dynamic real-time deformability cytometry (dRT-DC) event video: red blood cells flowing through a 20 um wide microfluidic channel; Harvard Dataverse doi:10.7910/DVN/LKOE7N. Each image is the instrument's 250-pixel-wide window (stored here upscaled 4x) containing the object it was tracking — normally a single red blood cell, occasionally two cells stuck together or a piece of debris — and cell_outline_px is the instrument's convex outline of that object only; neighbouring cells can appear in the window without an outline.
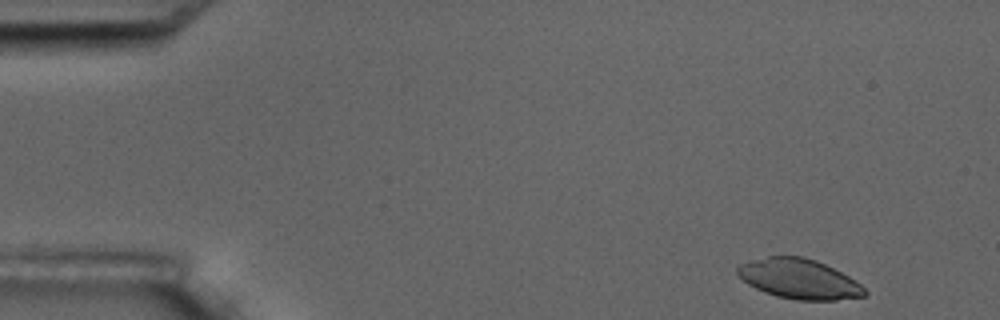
{"species": "common noctule bat (a hibernating species)", "species_latin": "Nyctalus noctula", "temperature_condition": "room temperature", "stored_images_in_passage": 16, "camera_frame_rate_fps": 3000, "um_per_image_px": 0.085, "animal": {"sex": "male", "body_mass_g": 17.5, "forearm_length_mm": 52.3}, "frame": {"image": 1, "passage_image": 1, "time_ms": 0.0, "image_size_px": [1000, 320], "cell_outline_px": [[868, 292], [864, 296], [836, 300], [796, 300], [776, 296], [764, 292], [748, 284], [736, 272], [736, 268], [740, 264], [752, 260], [768, 256], [804, 256], [816, 260], [856, 280]], "centroid_in_image_um": [67.92, 23.71], "position_along_channel_um": 17.1, "area_um2": 29.42}}
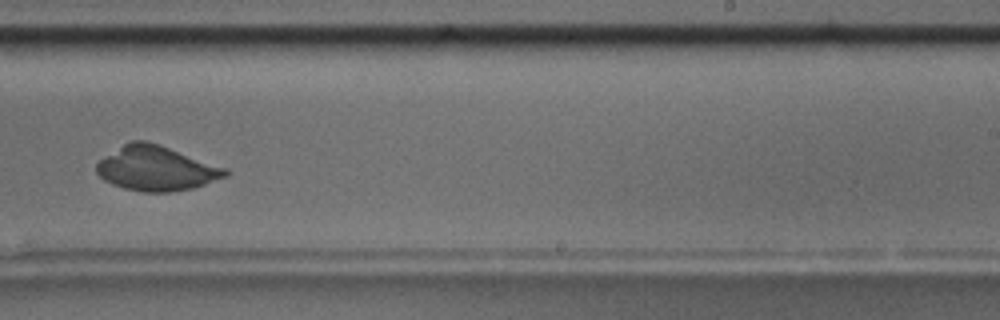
{"frame": {"image": 2, "passage_image": 10, "time_ms": 10.333, "image_size_px": [1000, 320], "cell_outline_px": [[232, 172], [228, 176], [192, 188], [172, 192], [144, 192], [124, 188], [112, 184], [104, 180], [96, 172], [96, 164], [100, 160], [128, 140], [144, 140], [160, 144], [228, 168]], "centroid_in_image_um": [13.31, 14.3], "position_along_channel_um": 275.7, "area_um2": 33.76}}